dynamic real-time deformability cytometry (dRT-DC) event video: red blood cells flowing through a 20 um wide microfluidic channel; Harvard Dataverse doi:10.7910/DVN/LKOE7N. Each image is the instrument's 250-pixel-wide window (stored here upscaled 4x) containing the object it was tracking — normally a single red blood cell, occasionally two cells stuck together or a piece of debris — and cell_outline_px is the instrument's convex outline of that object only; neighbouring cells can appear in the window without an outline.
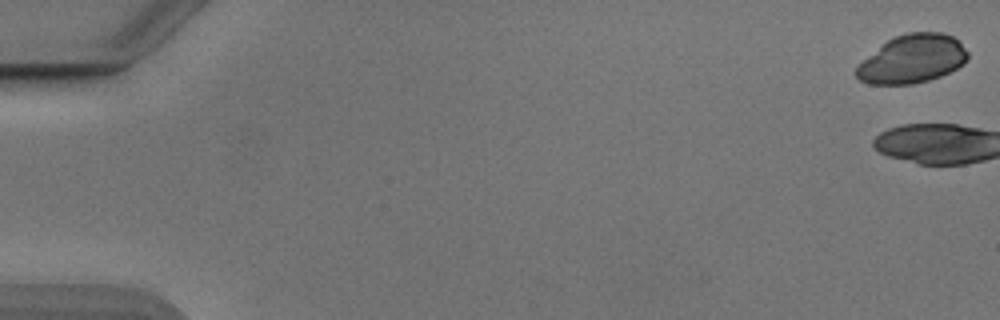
{"species": "Egyptian fruit bat (a non-hibernating species)", "species_latin": "Rousettus aegyptiacus", "temperature_condition": "cold", "stored_images_in_passage": 4, "camera_frame_rate_fps": 3000, "um_per_image_px": 0.085, "animal": {"sex": "male"}, "frame": {"image": 1, "passage_image": 1, "time_ms": 0.0, "image_size_px": [1000, 320], "cell_outline_px": [[968, 60], [964, 64], [940, 76], [928, 80], [912, 84], [868, 84], [860, 80], [856, 76], [856, 68], [864, 60], [888, 40], [896, 36], [908, 32], [940, 32], [952, 36], [968, 52]], "centroid_in_image_um": [77.56, 5.02], "position_along_channel_um": 7.4, "area_um2": 30.92}}